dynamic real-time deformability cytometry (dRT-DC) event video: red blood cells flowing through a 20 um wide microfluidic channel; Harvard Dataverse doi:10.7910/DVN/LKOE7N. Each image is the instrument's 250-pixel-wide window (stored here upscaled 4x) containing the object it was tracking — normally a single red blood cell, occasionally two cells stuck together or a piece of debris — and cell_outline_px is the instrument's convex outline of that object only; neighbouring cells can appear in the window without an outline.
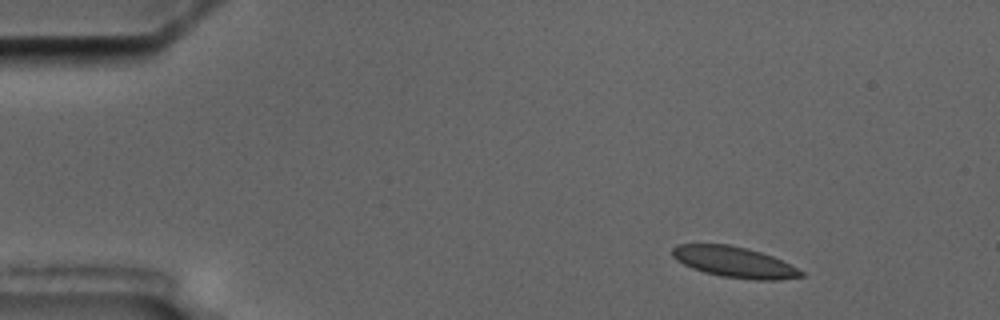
{"species": "common noctule bat (a hibernating species)", "species_latin": "Nyctalus noctula", "temperature_condition": "cold", "stored_images_in_passage": 3, "camera_frame_rate_fps": 3000, "um_per_image_px": 0.085, "animal": {"sex": "male", "body_mass_g": 17.5, "forearm_length_mm": 52.3}, "frame": {"image": 1, "passage_image": 1, "time_ms": 0.0, "image_size_px": [1000, 320], "cell_outline_px": [[804, 276], [780, 280], [756, 280], [720, 276], [704, 272], [692, 268], [676, 260], [672, 256], [672, 248], [676, 244], [728, 244], [748, 248], [772, 256], [804, 272]], "centroid_in_image_um": [62.39, 22.27], "position_along_channel_um": 22.6, "area_um2": 23.06}}
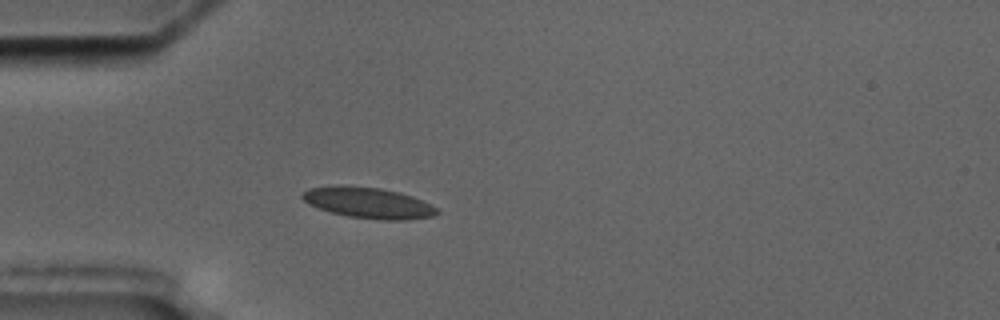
{"frame": {"image": 2, "passage_image": 3, "time_ms": 3.0, "image_size_px": [1000, 320], "cell_outline_px": [[440, 212], [432, 216], [408, 220], [380, 220], [348, 216], [332, 212], [308, 204], [300, 196], [308, 188], [340, 184], [380, 188], [400, 192], [412, 196], [436, 208]], "centroid_in_image_um": [31.28, 17.23], "position_along_channel_um": 53.7, "area_um2": 24.22}}